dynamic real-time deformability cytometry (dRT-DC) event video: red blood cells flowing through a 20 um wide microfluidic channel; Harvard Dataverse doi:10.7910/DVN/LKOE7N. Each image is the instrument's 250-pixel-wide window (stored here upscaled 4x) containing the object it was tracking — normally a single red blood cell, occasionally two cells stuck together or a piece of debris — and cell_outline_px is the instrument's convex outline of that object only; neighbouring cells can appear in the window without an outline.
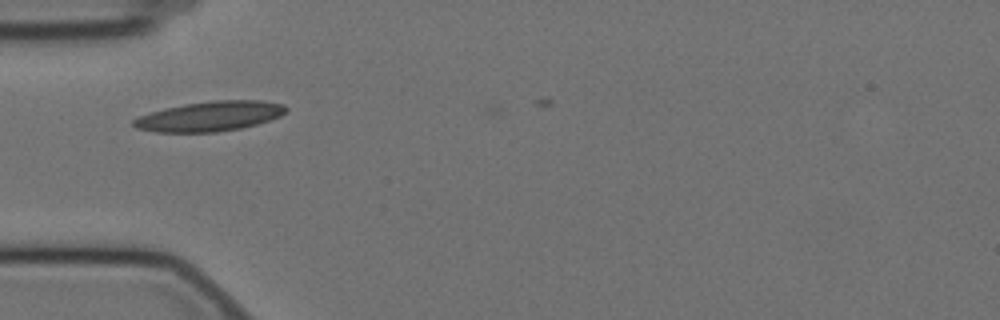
{"species": "Egyptian fruit bat (a non-hibernating species)", "species_latin": "Rousettus aegyptiacus", "temperature_condition": "cold", "stored_images_in_passage": 16, "camera_frame_rate_fps": 3000, "um_per_image_px": 0.085, "animal": {"sex": "female"}, "frame": {"image": 1, "passage_image": 2, "time_ms": 0.333, "image_size_px": [1000, 320], "cell_outline_px": [[288, 112], [280, 116], [256, 124], [240, 128], [216, 132], [156, 132], [136, 128], [132, 124], [132, 120], [140, 116], [164, 108], [184, 104], [212, 100], [264, 100], [284, 104], [288, 108]], "centroid_in_image_um": [17.86, 9.87], "position_along_channel_um": 67.1, "area_um2": 26.59}}
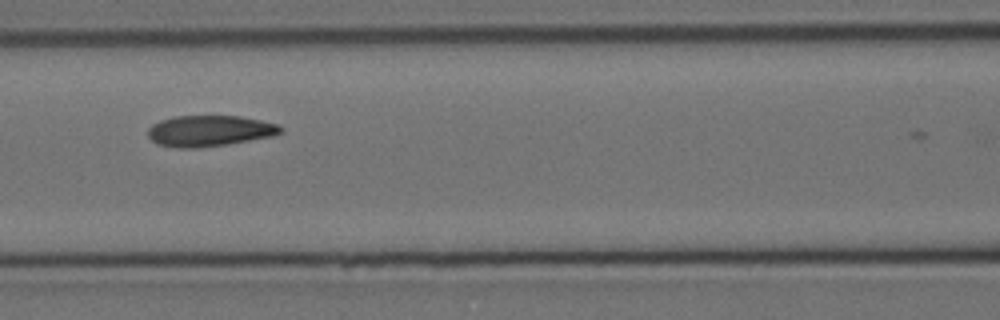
{"frame": {"image": 2, "passage_image": 9, "time_ms": 2.667, "image_size_px": [1000, 320], "cell_outline_px": [[284, 132], [272, 136], [224, 144], [196, 148], [180, 148], [156, 144], [148, 136], [148, 128], [152, 124], [160, 120], [172, 116], [240, 116], [280, 124], [284, 128]], "centroid_in_image_um": [17.81, 11.11], "position_along_channel_um": 148.8, "area_um2": 23.99}}
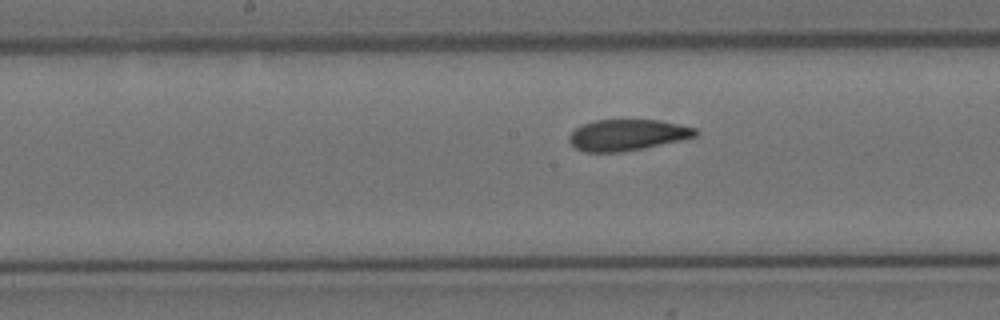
{"frame": {"image": 3, "passage_image": 13, "time_ms": 4.0, "image_size_px": [1000, 320], "cell_outline_px": [[700, 132], [696, 136], [680, 140], [644, 148], [620, 152], [584, 152], [576, 148], [568, 140], [568, 136], [580, 124], [596, 120], [660, 120], [680, 124], [696, 128]], "centroid_in_image_um": [53.32, 11.46], "position_along_channel_um": 194.9, "area_um2": 23.0}}